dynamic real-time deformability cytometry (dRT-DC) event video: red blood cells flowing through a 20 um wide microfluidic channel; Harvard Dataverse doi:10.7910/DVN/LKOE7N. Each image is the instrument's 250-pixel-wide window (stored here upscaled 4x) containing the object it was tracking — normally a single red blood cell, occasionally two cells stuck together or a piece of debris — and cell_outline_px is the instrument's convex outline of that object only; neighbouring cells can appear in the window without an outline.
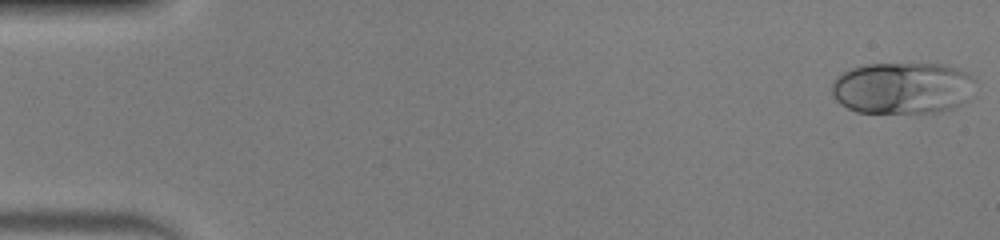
{"species": "human", "species_latin": "Homo sapiens", "temperature_condition": "warm", "stored_images_in_passage": 16, "camera_frame_rate_fps": 3000, "um_per_image_px": 0.085, "donor": {"sex": "male"}, "frame": {"image": 1, "passage_image": 1, "time_ms": 0.0, "image_size_px": [1000, 240], "cell_outline_px": [[976, 80], [972, 96], [968, 100], [952, 108], [936, 112], [856, 112], [840, 104], [836, 100], [832, 92], [832, 84], [836, 76], [852, 68], [868, 64], [944, 64], [956, 68], [964, 72]], "centroid_in_image_um": [76.73, 7.48], "position_along_channel_um": 8.3, "area_um2": 43.29}}
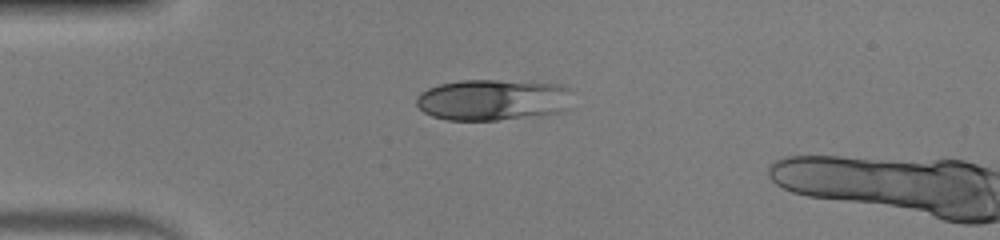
{"frame": {"image": 2, "passage_image": 13, "time_ms": 4.0, "image_size_px": [1000, 240], "cell_outline_px": [[572, 88], [564, 108], [560, 112], [496, 120], [448, 120], [432, 116], [424, 112], [416, 104], [416, 96], [420, 92], [428, 88], [440, 84], [460, 80], [496, 80], [560, 84]], "centroid_in_image_um": [41.83, 8.47], "position_along_channel_um": 43.2, "area_um2": 37.17}}